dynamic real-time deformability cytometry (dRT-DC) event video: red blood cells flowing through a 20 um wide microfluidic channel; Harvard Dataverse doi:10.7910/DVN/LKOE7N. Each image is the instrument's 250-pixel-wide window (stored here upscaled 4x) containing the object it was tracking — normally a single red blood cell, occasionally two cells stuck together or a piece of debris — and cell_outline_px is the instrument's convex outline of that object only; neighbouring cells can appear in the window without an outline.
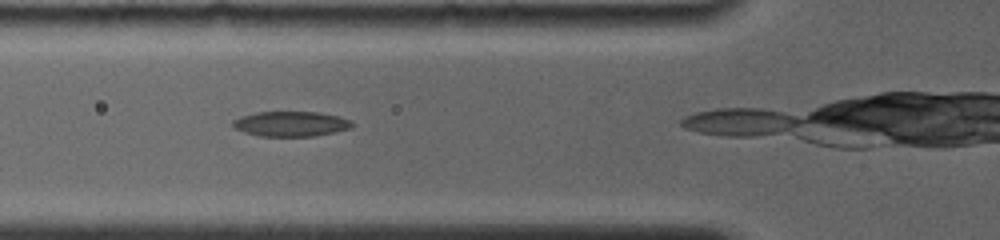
{"species": "common noctule bat (a hibernating species)", "species_latin": "Nyctalus noctula", "temperature_condition": "room temperature", "stored_images_in_passage": 14, "camera_frame_rate_fps": 4000, "um_per_image_px": 0.085, "animal": {"sex": "female", "body_mass_g": 19.0, "forearm_length_mm": 56.7}, "frame": {"image": 1, "passage_image": 7, "time_ms": 1.25, "image_size_px": [1000, 240], "cell_outline_px": [[352, 128], [312, 136], [260, 136], [244, 132], [236, 128], [232, 124], [232, 120], [240, 116], [256, 112], [320, 112], [340, 116], [352, 120]], "centroid_in_image_um": [24.73, 10.52], "position_along_channel_um": 101.1, "area_um2": 17.4}}